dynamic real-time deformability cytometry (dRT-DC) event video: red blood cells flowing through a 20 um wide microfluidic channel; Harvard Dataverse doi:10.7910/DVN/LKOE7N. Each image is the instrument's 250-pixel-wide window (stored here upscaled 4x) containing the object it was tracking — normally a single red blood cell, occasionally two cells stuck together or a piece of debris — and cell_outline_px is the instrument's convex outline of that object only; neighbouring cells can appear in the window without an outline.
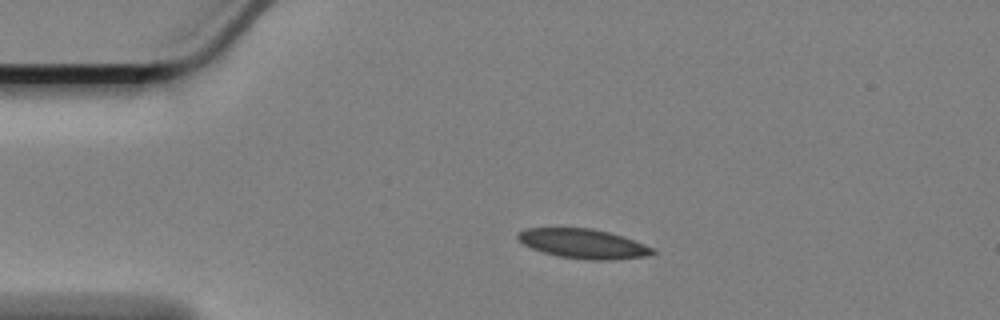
{"species": "Egyptian fruit bat (a non-hibernating species)", "species_latin": "Rousettus aegyptiacus", "temperature_condition": "cold", "stored_images_in_passage": 43, "camera_frame_rate_fps": 3000, "um_per_image_px": 0.085, "animal": {"sex": "female"}, "frame": {"image": 1, "passage_image": 1, "time_ms": 0.0, "image_size_px": [1000, 320], "cell_outline_px": [[656, 252], [648, 256], [612, 260], [592, 260], [556, 256], [532, 248], [524, 244], [516, 236], [524, 228], [592, 228], [624, 236], [656, 248]], "centroid_in_image_um": [49.64, 20.72], "position_along_channel_um": 35.4, "area_um2": 23.24}}
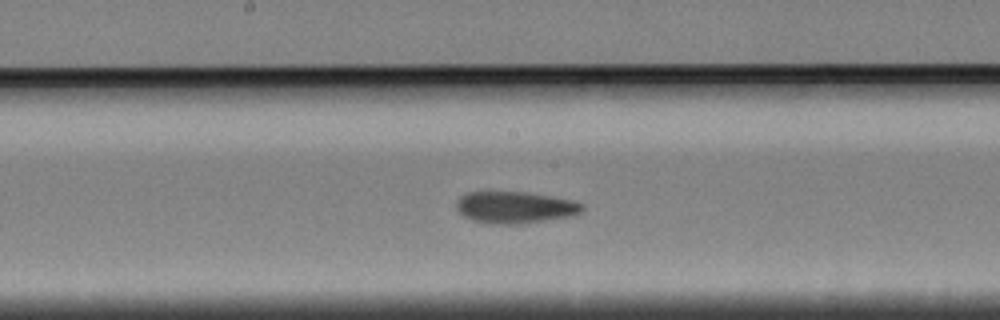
{"frame": {"image": 2, "passage_image": 19, "time_ms": 6.0, "image_size_px": [1000, 320], "cell_outline_px": [[584, 208], [580, 212], [572, 216], [520, 224], [492, 224], [472, 220], [464, 216], [456, 208], [456, 200], [460, 196], [468, 192], [524, 192], [552, 196], [572, 200], [584, 204]], "centroid_in_image_um": [43.77, 17.63], "position_along_channel_um": 204.4, "area_um2": 23.35}}
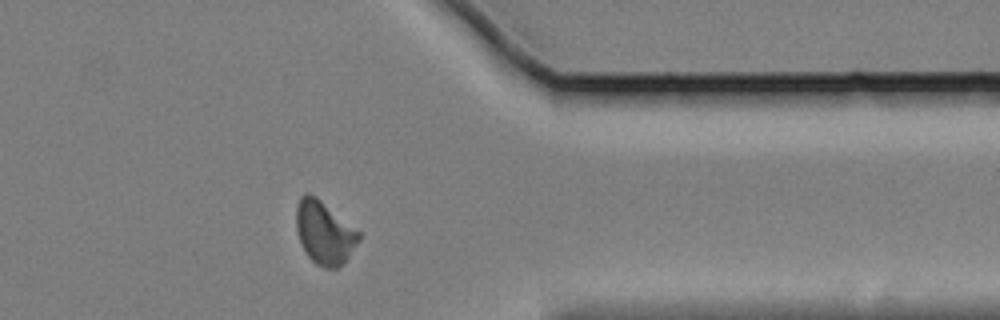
{"frame": {"image": 3, "passage_image": 36, "time_ms": 11.667, "image_size_px": [1000, 320], "cell_outline_px": [[360, 240], [344, 264], [336, 268], [324, 268], [316, 264], [304, 252], [300, 244], [296, 228], [296, 204], [300, 196], [304, 192], [308, 192], [316, 196], [360, 232]], "centroid_in_image_um": [27.55, 19.77], "position_along_channel_um": 383.9, "area_um2": 23.29}}